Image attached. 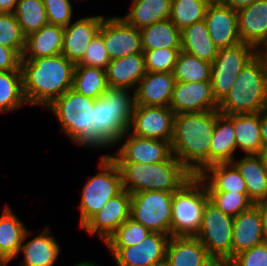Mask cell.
Returning a JSON list of instances; mask_svg holds the SVG:
<instances>
[{"label": "cell", "mask_w": 267, "mask_h": 266, "mask_svg": "<svg viewBox=\"0 0 267 266\" xmlns=\"http://www.w3.org/2000/svg\"><path fill=\"white\" fill-rule=\"evenodd\" d=\"M23 93L28 105L47 108L72 88L75 64L64 55L21 59Z\"/></svg>", "instance_id": "6da1fadb"}, {"label": "cell", "mask_w": 267, "mask_h": 266, "mask_svg": "<svg viewBox=\"0 0 267 266\" xmlns=\"http://www.w3.org/2000/svg\"><path fill=\"white\" fill-rule=\"evenodd\" d=\"M216 110L175 114L172 154L192 174L198 176L210 166V144Z\"/></svg>", "instance_id": "7a4b0ae2"}, {"label": "cell", "mask_w": 267, "mask_h": 266, "mask_svg": "<svg viewBox=\"0 0 267 266\" xmlns=\"http://www.w3.org/2000/svg\"><path fill=\"white\" fill-rule=\"evenodd\" d=\"M96 99L86 97L70 88L58 97L49 109L62 131L77 146L106 149L111 146L96 132L94 105Z\"/></svg>", "instance_id": "3957f363"}, {"label": "cell", "mask_w": 267, "mask_h": 266, "mask_svg": "<svg viewBox=\"0 0 267 266\" xmlns=\"http://www.w3.org/2000/svg\"><path fill=\"white\" fill-rule=\"evenodd\" d=\"M122 187L129 193L142 191H178L193 174L173 155L168 161L154 164L117 163Z\"/></svg>", "instance_id": "277c9868"}, {"label": "cell", "mask_w": 267, "mask_h": 266, "mask_svg": "<svg viewBox=\"0 0 267 266\" xmlns=\"http://www.w3.org/2000/svg\"><path fill=\"white\" fill-rule=\"evenodd\" d=\"M267 109V74L256 55L237 75L228 95L218 106L223 115L251 114Z\"/></svg>", "instance_id": "5b68a950"}, {"label": "cell", "mask_w": 267, "mask_h": 266, "mask_svg": "<svg viewBox=\"0 0 267 266\" xmlns=\"http://www.w3.org/2000/svg\"><path fill=\"white\" fill-rule=\"evenodd\" d=\"M135 106L134 92L109 87L94 105L96 132L112 147L129 129Z\"/></svg>", "instance_id": "8992f818"}, {"label": "cell", "mask_w": 267, "mask_h": 266, "mask_svg": "<svg viewBox=\"0 0 267 266\" xmlns=\"http://www.w3.org/2000/svg\"><path fill=\"white\" fill-rule=\"evenodd\" d=\"M208 200L207 189L198 176H193L174 192L171 236H195L200 229L204 206Z\"/></svg>", "instance_id": "52a82bcc"}, {"label": "cell", "mask_w": 267, "mask_h": 266, "mask_svg": "<svg viewBox=\"0 0 267 266\" xmlns=\"http://www.w3.org/2000/svg\"><path fill=\"white\" fill-rule=\"evenodd\" d=\"M99 173L90 177L80 199L79 226L82 227L92 216L122 190V175L118 164L108 155L100 157Z\"/></svg>", "instance_id": "ba28073f"}, {"label": "cell", "mask_w": 267, "mask_h": 266, "mask_svg": "<svg viewBox=\"0 0 267 266\" xmlns=\"http://www.w3.org/2000/svg\"><path fill=\"white\" fill-rule=\"evenodd\" d=\"M257 55V49L240 42L234 46L218 49L211 63V84L214 98L220 104L230 92L237 75Z\"/></svg>", "instance_id": "9c48e42d"}, {"label": "cell", "mask_w": 267, "mask_h": 266, "mask_svg": "<svg viewBox=\"0 0 267 266\" xmlns=\"http://www.w3.org/2000/svg\"><path fill=\"white\" fill-rule=\"evenodd\" d=\"M172 198L173 193L166 191L132 193L130 218L151 232L171 236Z\"/></svg>", "instance_id": "30bf717a"}, {"label": "cell", "mask_w": 267, "mask_h": 266, "mask_svg": "<svg viewBox=\"0 0 267 266\" xmlns=\"http://www.w3.org/2000/svg\"><path fill=\"white\" fill-rule=\"evenodd\" d=\"M234 217L224 214L209 200L203 211L202 223L195 235L212 258L232 259Z\"/></svg>", "instance_id": "8fae6325"}, {"label": "cell", "mask_w": 267, "mask_h": 266, "mask_svg": "<svg viewBox=\"0 0 267 266\" xmlns=\"http://www.w3.org/2000/svg\"><path fill=\"white\" fill-rule=\"evenodd\" d=\"M127 137V139H126ZM124 143L116 155L109 156L116 163L154 164L168 161L172 156L171 143L159 139L140 138L126 131L118 140Z\"/></svg>", "instance_id": "7c38bea8"}, {"label": "cell", "mask_w": 267, "mask_h": 266, "mask_svg": "<svg viewBox=\"0 0 267 266\" xmlns=\"http://www.w3.org/2000/svg\"><path fill=\"white\" fill-rule=\"evenodd\" d=\"M175 113L170 107L135 105L128 131L140 138L171 143Z\"/></svg>", "instance_id": "4fadbf2b"}, {"label": "cell", "mask_w": 267, "mask_h": 266, "mask_svg": "<svg viewBox=\"0 0 267 266\" xmlns=\"http://www.w3.org/2000/svg\"><path fill=\"white\" fill-rule=\"evenodd\" d=\"M99 33L110 60L143 53L140 30L120 16L104 17Z\"/></svg>", "instance_id": "5bb4252c"}, {"label": "cell", "mask_w": 267, "mask_h": 266, "mask_svg": "<svg viewBox=\"0 0 267 266\" xmlns=\"http://www.w3.org/2000/svg\"><path fill=\"white\" fill-rule=\"evenodd\" d=\"M170 235L150 232L141 242L128 247H107L118 266H151L166 259Z\"/></svg>", "instance_id": "9a60e30c"}, {"label": "cell", "mask_w": 267, "mask_h": 266, "mask_svg": "<svg viewBox=\"0 0 267 266\" xmlns=\"http://www.w3.org/2000/svg\"><path fill=\"white\" fill-rule=\"evenodd\" d=\"M131 193L122 190L92 216L81 228L89 235H96L103 243L116 231V229L130 218Z\"/></svg>", "instance_id": "2e32d148"}, {"label": "cell", "mask_w": 267, "mask_h": 266, "mask_svg": "<svg viewBox=\"0 0 267 266\" xmlns=\"http://www.w3.org/2000/svg\"><path fill=\"white\" fill-rule=\"evenodd\" d=\"M211 81L176 82L169 107L175 114L218 110Z\"/></svg>", "instance_id": "e0dca14e"}, {"label": "cell", "mask_w": 267, "mask_h": 266, "mask_svg": "<svg viewBox=\"0 0 267 266\" xmlns=\"http://www.w3.org/2000/svg\"><path fill=\"white\" fill-rule=\"evenodd\" d=\"M204 21L210 37L218 49L231 47L241 42L237 10L220 2L210 3Z\"/></svg>", "instance_id": "ac0fdd59"}, {"label": "cell", "mask_w": 267, "mask_h": 266, "mask_svg": "<svg viewBox=\"0 0 267 266\" xmlns=\"http://www.w3.org/2000/svg\"><path fill=\"white\" fill-rule=\"evenodd\" d=\"M105 16H88L69 23L64 28L61 54L70 62L78 64L94 36L99 32Z\"/></svg>", "instance_id": "d6986e66"}, {"label": "cell", "mask_w": 267, "mask_h": 266, "mask_svg": "<svg viewBox=\"0 0 267 266\" xmlns=\"http://www.w3.org/2000/svg\"><path fill=\"white\" fill-rule=\"evenodd\" d=\"M175 83L173 72H146L134 91L135 105L169 107Z\"/></svg>", "instance_id": "ffe728a7"}, {"label": "cell", "mask_w": 267, "mask_h": 266, "mask_svg": "<svg viewBox=\"0 0 267 266\" xmlns=\"http://www.w3.org/2000/svg\"><path fill=\"white\" fill-rule=\"evenodd\" d=\"M240 40L258 49L267 42V0L237 10Z\"/></svg>", "instance_id": "44dd1931"}, {"label": "cell", "mask_w": 267, "mask_h": 266, "mask_svg": "<svg viewBox=\"0 0 267 266\" xmlns=\"http://www.w3.org/2000/svg\"><path fill=\"white\" fill-rule=\"evenodd\" d=\"M50 230L49 226H45L39 235L28 241L26 239L32 231L28 229L25 231L19 250V253L24 254L20 266H53L55 264L61 247Z\"/></svg>", "instance_id": "7402d4cb"}, {"label": "cell", "mask_w": 267, "mask_h": 266, "mask_svg": "<svg viewBox=\"0 0 267 266\" xmlns=\"http://www.w3.org/2000/svg\"><path fill=\"white\" fill-rule=\"evenodd\" d=\"M146 72L144 53L113 59L106 69L107 83L111 88H133L134 92Z\"/></svg>", "instance_id": "603a6c76"}, {"label": "cell", "mask_w": 267, "mask_h": 266, "mask_svg": "<svg viewBox=\"0 0 267 266\" xmlns=\"http://www.w3.org/2000/svg\"><path fill=\"white\" fill-rule=\"evenodd\" d=\"M263 242L262 220L258 207L251 208L234 217L232 231V259L245 250Z\"/></svg>", "instance_id": "cb8c5ba5"}, {"label": "cell", "mask_w": 267, "mask_h": 266, "mask_svg": "<svg viewBox=\"0 0 267 266\" xmlns=\"http://www.w3.org/2000/svg\"><path fill=\"white\" fill-rule=\"evenodd\" d=\"M212 257L195 236H170L166 248L169 266H205Z\"/></svg>", "instance_id": "d4e9b609"}, {"label": "cell", "mask_w": 267, "mask_h": 266, "mask_svg": "<svg viewBox=\"0 0 267 266\" xmlns=\"http://www.w3.org/2000/svg\"><path fill=\"white\" fill-rule=\"evenodd\" d=\"M64 27L47 24L25 38L22 59L51 57L61 54Z\"/></svg>", "instance_id": "484cf974"}, {"label": "cell", "mask_w": 267, "mask_h": 266, "mask_svg": "<svg viewBox=\"0 0 267 266\" xmlns=\"http://www.w3.org/2000/svg\"><path fill=\"white\" fill-rule=\"evenodd\" d=\"M198 177L203 181L207 192L247 194L245 181L232 163L210 165Z\"/></svg>", "instance_id": "4316f807"}, {"label": "cell", "mask_w": 267, "mask_h": 266, "mask_svg": "<svg viewBox=\"0 0 267 266\" xmlns=\"http://www.w3.org/2000/svg\"><path fill=\"white\" fill-rule=\"evenodd\" d=\"M242 175L253 203L267 200V171L258 154L244 155L231 162Z\"/></svg>", "instance_id": "83f0119b"}, {"label": "cell", "mask_w": 267, "mask_h": 266, "mask_svg": "<svg viewBox=\"0 0 267 266\" xmlns=\"http://www.w3.org/2000/svg\"><path fill=\"white\" fill-rule=\"evenodd\" d=\"M236 150L233 122L216 110V122L210 144V165L231 163L235 159Z\"/></svg>", "instance_id": "f1b7e54d"}, {"label": "cell", "mask_w": 267, "mask_h": 266, "mask_svg": "<svg viewBox=\"0 0 267 266\" xmlns=\"http://www.w3.org/2000/svg\"><path fill=\"white\" fill-rule=\"evenodd\" d=\"M226 116L233 122L237 150L241 149L245 155L258 154L264 147L261 137L260 112Z\"/></svg>", "instance_id": "f546056e"}, {"label": "cell", "mask_w": 267, "mask_h": 266, "mask_svg": "<svg viewBox=\"0 0 267 266\" xmlns=\"http://www.w3.org/2000/svg\"><path fill=\"white\" fill-rule=\"evenodd\" d=\"M172 0H132L130 11L122 17L137 29L170 19Z\"/></svg>", "instance_id": "4dcf8cb0"}, {"label": "cell", "mask_w": 267, "mask_h": 266, "mask_svg": "<svg viewBox=\"0 0 267 266\" xmlns=\"http://www.w3.org/2000/svg\"><path fill=\"white\" fill-rule=\"evenodd\" d=\"M182 51L212 63L218 48L212 41L205 21H200L181 31Z\"/></svg>", "instance_id": "1f68e13d"}, {"label": "cell", "mask_w": 267, "mask_h": 266, "mask_svg": "<svg viewBox=\"0 0 267 266\" xmlns=\"http://www.w3.org/2000/svg\"><path fill=\"white\" fill-rule=\"evenodd\" d=\"M6 205L0 217V254L6 261L18 257L22 240L27 228L22 220Z\"/></svg>", "instance_id": "d6a6232c"}, {"label": "cell", "mask_w": 267, "mask_h": 266, "mask_svg": "<svg viewBox=\"0 0 267 266\" xmlns=\"http://www.w3.org/2000/svg\"><path fill=\"white\" fill-rule=\"evenodd\" d=\"M144 51L160 48H182L181 31L170 20L153 23L140 29Z\"/></svg>", "instance_id": "836d02e7"}, {"label": "cell", "mask_w": 267, "mask_h": 266, "mask_svg": "<svg viewBox=\"0 0 267 266\" xmlns=\"http://www.w3.org/2000/svg\"><path fill=\"white\" fill-rule=\"evenodd\" d=\"M109 88L106 70L84 65H75L72 89L78 93L97 99Z\"/></svg>", "instance_id": "e575fe53"}, {"label": "cell", "mask_w": 267, "mask_h": 266, "mask_svg": "<svg viewBox=\"0 0 267 266\" xmlns=\"http://www.w3.org/2000/svg\"><path fill=\"white\" fill-rule=\"evenodd\" d=\"M25 105L22 71H0V112H13Z\"/></svg>", "instance_id": "d590c367"}, {"label": "cell", "mask_w": 267, "mask_h": 266, "mask_svg": "<svg viewBox=\"0 0 267 266\" xmlns=\"http://www.w3.org/2000/svg\"><path fill=\"white\" fill-rule=\"evenodd\" d=\"M13 14L25 37L48 24L43 0H18Z\"/></svg>", "instance_id": "8d00e7d4"}, {"label": "cell", "mask_w": 267, "mask_h": 266, "mask_svg": "<svg viewBox=\"0 0 267 266\" xmlns=\"http://www.w3.org/2000/svg\"><path fill=\"white\" fill-rule=\"evenodd\" d=\"M173 76L176 82L210 81L211 63L181 50L173 70Z\"/></svg>", "instance_id": "74e56055"}, {"label": "cell", "mask_w": 267, "mask_h": 266, "mask_svg": "<svg viewBox=\"0 0 267 266\" xmlns=\"http://www.w3.org/2000/svg\"><path fill=\"white\" fill-rule=\"evenodd\" d=\"M209 4L206 0H172L170 20L182 31L203 21Z\"/></svg>", "instance_id": "f35d334b"}, {"label": "cell", "mask_w": 267, "mask_h": 266, "mask_svg": "<svg viewBox=\"0 0 267 266\" xmlns=\"http://www.w3.org/2000/svg\"><path fill=\"white\" fill-rule=\"evenodd\" d=\"M151 231L128 218L104 243L107 247H128L141 242Z\"/></svg>", "instance_id": "ab89813d"}, {"label": "cell", "mask_w": 267, "mask_h": 266, "mask_svg": "<svg viewBox=\"0 0 267 266\" xmlns=\"http://www.w3.org/2000/svg\"><path fill=\"white\" fill-rule=\"evenodd\" d=\"M209 201L224 214L236 217L254 203L248 194L234 192H208Z\"/></svg>", "instance_id": "60d3db41"}, {"label": "cell", "mask_w": 267, "mask_h": 266, "mask_svg": "<svg viewBox=\"0 0 267 266\" xmlns=\"http://www.w3.org/2000/svg\"><path fill=\"white\" fill-rule=\"evenodd\" d=\"M25 38L14 14L0 13V45L16 50L22 56Z\"/></svg>", "instance_id": "b9f144b4"}, {"label": "cell", "mask_w": 267, "mask_h": 266, "mask_svg": "<svg viewBox=\"0 0 267 266\" xmlns=\"http://www.w3.org/2000/svg\"><path fill=\"white\" fill-rule=\"evenodd\" d=\"M182 48H160L144 51L147 72H173Z\"/></svg>", "instance_id": "7bdbcfd3"}, {"label": "cell", "mask_w": 267, "mask_h": 266, "mask_svg": "<svg viewBox=\"0 0 267 266\" xmlns=\"http://www.w3.org/2000/svg\"><path fill=\"white\" fill-rule=\"evenodd\" d=\"M110 61V57L103 43L102 35L98 32L88 45L82 60L76 65L106 70Z\"/></svg>", "instance_id": "ee69618b"}, {"label": "cell", "mask_w": 267, "mask_h": 266, "mask_svg": "<svg viewBox=\"0 0 267 266\" xmlns=\"http://www.w3.org/2000/svg\"><path fill=\"white\" fill-rule=\"evenodd\" d=\"M48 23L66 27L71 23L73 7L70 0H43Z\"/></svg>", "instance_id": "f6af8a7d"}, {"label": "cell", "mask_w": 267, "mask_h": 266, "mask_svg": "<svg viewBox=\"0 0 267 266\" xmlns=\"http://www.w3.org/2000/svg\"><path fill=\"white\" fill-rule=\"evenodd\" d=\"M233 261L235 266H267V243L240 252Z\"/></svg>", "instance_id": "bcb514c9"}, {"label": "cell", "mask_w": 267, "mask_h": 266, "mask_svg": "<svg viewBox=\"0 0 267 266\" xmlns=\"http://www.w3.org/2000/svg\"><path fill=\"white\" fill-rule=\"evenodd\" d=\"M21 59L16 50L0 45V71L21 70Z\"/></svg>", "instance_id": "7dc6e473"}, {"label": "cell", "mask_w": 267, "mask_h": 266, "mask_svg": "<svg viewBox=\"0 0 267 266\" xmlns=\"http://www.w3.org/2000/svg\"><path fill=\"white\" fill-rule=\"evenodd\" d=\"M255 205L258 207L262 220L263 242L267 243V200L257 202Z\"/></svg>", "instance_id": "c3c4849f"}, {"label": "cell", "mask_w": 267, "mask_h": 266, "mask_svg": "<svg viewBox=\"0 0 267 266\" xmlns=\"http://www.w3.org/2000/svg\"><path fill=\"white\" fill-rule=\"evenodd\" d=\"M256 0H220V3L226 6H229L230 8L234 10H239L241 8H244L246 6H249Z\"/></svg>", "instance_id": "681fc988"}, {"label": "cell", "mask_w": 267, "mask_h": 266, "mask_svg": "<svg viewBox=\"0 0 267 266\" xmlns=\"http://www.w3.org/2000/svg\"><path fill=\"white\" fill-rule=\"evenodd\" d=\"M261 137L263 146H267V109L260 112Z\"/></svg>", "instance_id": "f907efd6"}, {"label": "cell", "mask_w": 267, "mask_h": 266, "mask_svg": "<svg viewBox=\"0 0 267 266\" xmlns=\"http://www.w3.org/2000/svg\"><path fill=\"white\" fill-rule=\"evenodd\" d=\"M18 0H0V13H14Z\"/></svg>", "instance_id": "816d5d0a"}, {"label": "cell", "mask_w": 267, "mask_h": 266, "mask_svg": "<svg viewBox=\"0 0 267 266\" xmlns=\"http://www.w3.org/2000/svg\"><path fill=\"white\" fill-rule=\"evenodd\" d=\"M205 266H235L230 258H211Z\"/></svg>", "instance_id": "f5cc1de1"}, {"label": "cell", "mask_w": 267, "mask_h": 266, "mask_svg": "<svg viewBox=\"0 0 267 266\" xmlns=\"http://www.w3.org/2000/svg\"><path fill=\"white\" fill-rule=\"evenodd\" d=\"M257 55L263 60L266 74H267V46H260L257 49Z\"/></svg>", "instance_id": "db71d44e"}, {"label": "cell", "mask_w": 267, "mask_h": 266, "mask_svg": "<svg viewBox=\"0 0 267 266\" xmlns=\"http://www.w3.org/2000/svg\"><path fill=\"white\" fill-rule=\"evenodd\" d=\"M261 158L263 165L267 171V146L263 147L262 150L258 153Z\"/></svg>", "instance_id": "11a10c76"}, {"label": "cell", "mask_w": 267, "mask_h": 266, "mask_svg": "<svg viewBox=\"0 0 267 266\" xmlns=\"http://www.w3.org/2000/svg\"><path fill=\"white\" fill-rule=\"evenodd\" d=\"M74 266H99V265L93 261L86 260V261L79 262L75 264Z\"/></svg>", "instance_id": "9f6ffc18"}, {"label": "cell", "mask_w": 267, "mask_h": 266, "mask_svg": "<svg viewBox=\"0 0 267 266\" xmlns=\"http://www.w3.org/2000/svg\"><path fill=\"white\" fill-rule=\"evenodd\" d=\"M151 266H169L167 260H163L161 262H158V263H155V264H152Z\"/></svg>", "instance_id": "6f0895ef"}, {"label": "cell", "mask_w": 267, "mask_h": 266, "mask_svg": "<svg viewBox=\"0 0 267 266\" xmlns=\"http://www.w3.org/2000/svg\"><path fill=\"white\" fill-rule=\"evenodd\" d=\"M7 263V261L2 257V255L0 254V266H3Z\"/></svg>", "instance_id": "680465c9"}, {"label": "cell", "mask_w": 267, "mask_h": 266, "mask_svg": "<svg viewBox=\"0 0 267 266\" xmlns=\"http://www.w3.org/2000/svg\"><path fill=\"white\" fill-rule=\"evenodd\" d=\"M207 2L209 3H217V2H220V0H206Z\"/></svg>", "instance_id": "91938a15"}]
</instances>
